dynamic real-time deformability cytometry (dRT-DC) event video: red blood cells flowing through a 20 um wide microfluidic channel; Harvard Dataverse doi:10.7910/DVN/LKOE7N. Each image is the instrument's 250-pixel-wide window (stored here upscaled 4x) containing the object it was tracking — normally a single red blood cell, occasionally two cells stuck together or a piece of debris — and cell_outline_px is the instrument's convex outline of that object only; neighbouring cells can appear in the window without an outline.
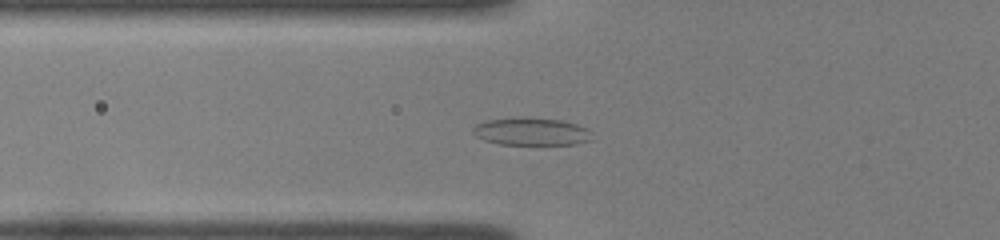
{"species": "common noctule bat (a hibernating species)", "species_latin": "Nyctalus noctula", "temperature_condition": "room temperature", "stored_images_in_passage": 50, "camera_frame_rate_fps": 3000, "um_per_image_px": 0.085, "animal": {"sex": "female", "body_mass_g": 22.0, "forearm_length_mm": 56.7}, "frame": {"image": 1, "passage_image": 19, "time_ms": 6.0, "image_size_px": [1000, 240], "cell_outline_px": [[592, 140], [576, 144], [500, 144], [484, 140], [476, 136], [472, 132], [472, 128], [476, 124], [484, 120], [560, 120], [576, 124], [588, 128]], "centroid_in_image_um": [45.17, 11.23], "position_along_channel_um": 80.6, "area_um2": 18.26}}
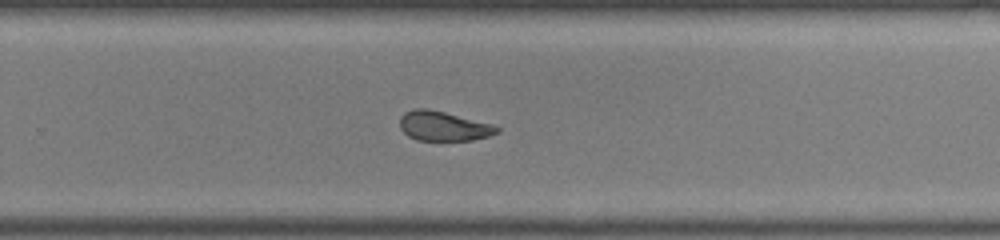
{"frame": {"image": 2, "passage_image": 35, "time_ms": 11.333, "image_size_px": [1000, 240], "cell_outline_px": [[500, 132], [488, 136], [472, 140], [416, 140], [408, 136], [400, 128], [400, 116], [404, 112], [412, 108], [428, 108], [492, 124], [500, 128]], "centroid_in_image_um": [37.66, 10.71], "position_along_channel_um": 292.1, "area_um2": 16.76}}
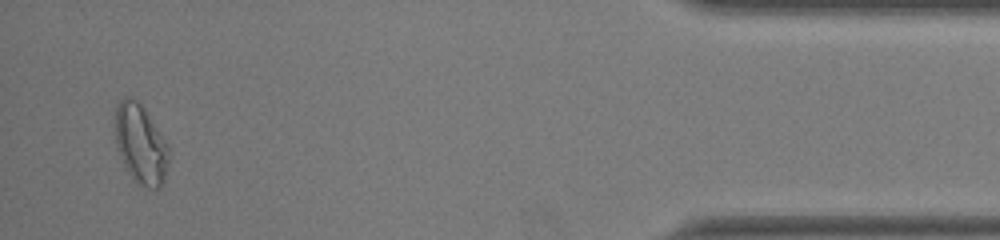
{"frame": {"image": 3, "passage_image": 49, "time_ms": 16.0, "image_size_px": [1000, 240], "cell_outline_px": [[168, 160], [164, 180], [160, 188], [148, 188], [140, 184], [132, 176], [124, 164], [116, 140], [116, 108], [120, 100], [124, 96], [132, 96], [144, 108], [168, 144]], "centroid_in_image_um": [11.97, 12.22], "position_along_channel_um": 423.2, "area_um2": 24.22}, "authors_computed_cell_mechanics": {"area_um2": 19.1607, "velocity_mm_per_s": 3.9778, "shape_relaxation_time_tau1_ms": null, "shape_relaxation_time_tau2_ms": 1.4155, "deformation_change_tau1": null, "deformation_change_tau2": 0.0713}}